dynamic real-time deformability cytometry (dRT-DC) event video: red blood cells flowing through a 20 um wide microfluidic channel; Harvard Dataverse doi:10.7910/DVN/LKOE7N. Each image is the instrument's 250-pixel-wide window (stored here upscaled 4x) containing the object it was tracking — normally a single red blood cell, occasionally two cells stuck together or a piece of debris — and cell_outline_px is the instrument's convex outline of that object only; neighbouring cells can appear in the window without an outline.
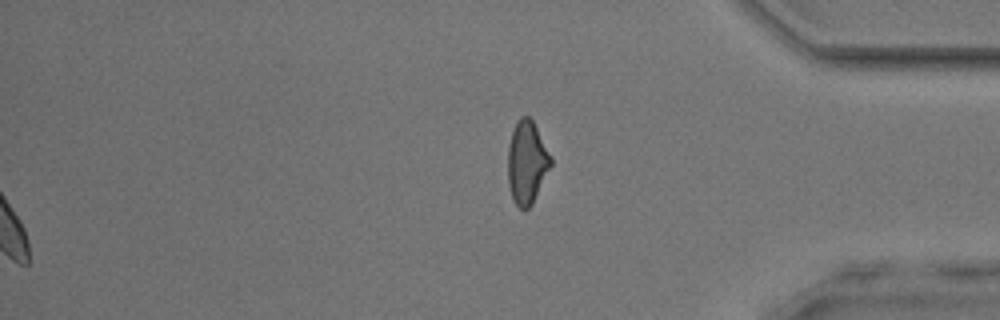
{"species": "common noctule bat (a hibernating species)", "species_latin": "Nyctalus noctula", "temperature_condition": "room temperature", "stored_images_in_passage": 47, "segment_of_instrument_passage": [2, 2], "camera_frame_rate_fps": 3000, "um_per_image_px": 0.085, "animal": {"sex": "male", "body_mass_g": 17.9, "forearm_length_mm": 54.2}, "frame": {"image": 1, "passage_image": 47, "time_ms": 15.333, "image_size_px": [1000, 320], "cell_outline_px": [[552, 164], [532, 204], [524, 212], [512, 200], [508, 184], [508, 144], [516, 120], [520, 116], [528, 116], [532, 120], [552, 156]], "centroid_in_image_um": [44.78, 13.81], "position_along_channel_um": 390.4, "area_um2": 20.92}}